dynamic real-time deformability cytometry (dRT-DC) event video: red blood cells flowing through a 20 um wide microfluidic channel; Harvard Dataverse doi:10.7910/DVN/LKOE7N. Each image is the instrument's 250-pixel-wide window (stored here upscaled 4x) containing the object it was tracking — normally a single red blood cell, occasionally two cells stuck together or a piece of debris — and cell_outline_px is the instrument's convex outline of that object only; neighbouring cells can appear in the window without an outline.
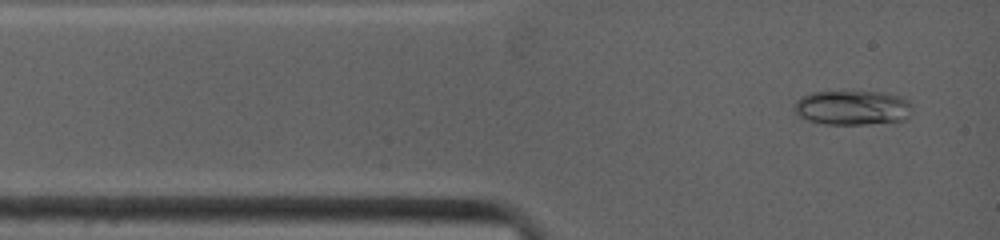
{"species": "common noctule bat (a hibernating species)", "species_latin": "Nyctalus noctula", "temperature_condition": "warm", "stored_images_in_passage": 47, "camera_frame_rate_fps": 4500, "um_per_image_px": 0.085, "animal": {"sex": "female", "body_mass_g": 19.0, "forearm_length_mm": 53.3}, "frame": {"image": 1, "passage_image": 2, "time_ms": 0.222, "image_size_px": [1000, 240], "cell_outline_px": [[912, 108], [908, 120], [864, 124], [824, 124], [808, 120], [800, 116], [792, 108], [796, 100], [800, 96], [812, 92], [888, 92], [900, 96], [908, 100], [912, 104]], "centroid_in_image_um": [72.48, 9.15], "position_along_channel_um": 12.5, "area_um2": 24.04}}
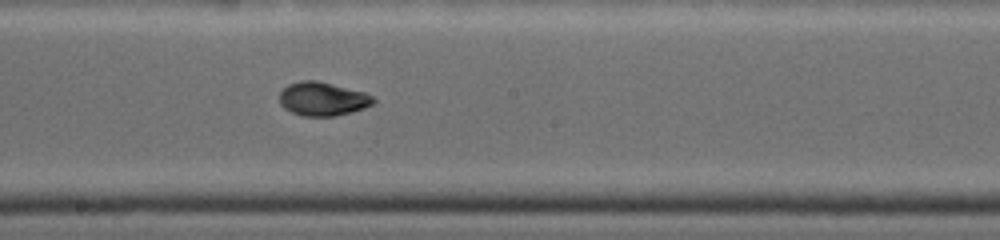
{"frame": {"image": 2, "passage_image": 22, "time_ms": 6.222, "image_size_px": [1000, 240], "cell_outline_px": [[376, 100], [372, 104], [364, 108], [352, 112], [336, 116], [300, 116], [284, 108], [280, 104], [280, 92], [288, 84], [300, 80], [316, 80], [364, 92], [372, 96]], "centroid_in_image_um": [27.41, 8.41], "position_along_channel_um": 220.8, "area_um2": 18.44}}
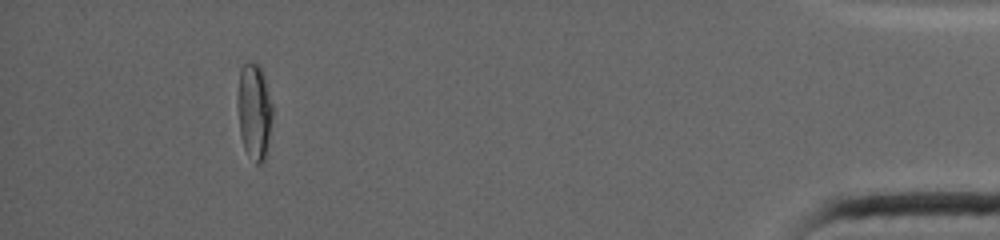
{"frame": {"image": 3, "passage_image": 42, "time_ms": 13.333, "image_size_px": [1000, 240], "cell_outline_px": [[272, 112], [264, 160], [260, 164], [256, 164], [244, 148], [240, 132], [236, 104], [236, 92], [240, 68], [244, 64], [260, 64], [264, 76], [272, 104]], "centroid_in_image_um": [21.56, 9.41], "position_along_channel_um": 413.6, "area_um2": 19.42}, "authors_computed_cell_mechanics": {"area_um2": 18.496, "velocity_mm_per_s": 3.9443, "shape_relaxation_time_tau1_ms": 5.264, "shape_relaxation_time_tau2_ms": 1.1164, "deformation_change_tau1": 0.1882, "deformation_change_tau2": 0.0344}}